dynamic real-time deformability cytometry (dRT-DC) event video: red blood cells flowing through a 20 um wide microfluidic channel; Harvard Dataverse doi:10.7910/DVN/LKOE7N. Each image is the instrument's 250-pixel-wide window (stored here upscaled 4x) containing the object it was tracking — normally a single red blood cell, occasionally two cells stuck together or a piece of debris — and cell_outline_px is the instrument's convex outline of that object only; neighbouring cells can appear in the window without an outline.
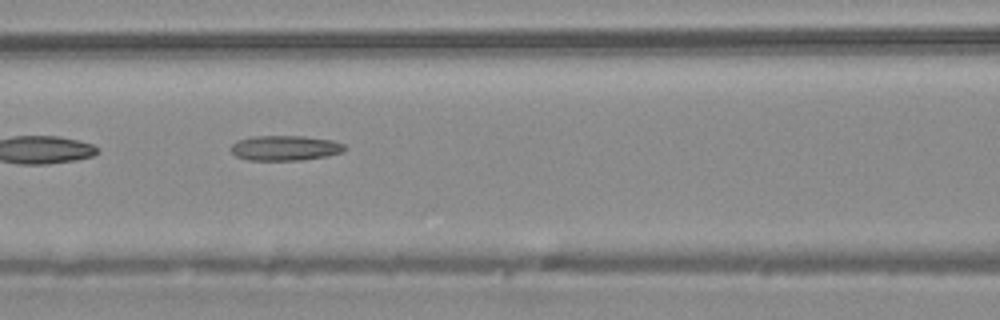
{"species": "common noctule bat (a hibernating species)", "species_latin": "Nyctalus noctula", "temperature_condition": "warm", "stored_images_in_passage": 33, "camera_frame_rate_fps": 3000, "um_per_image_px": 0.085, "animal": {"sex": "male", "body_mass_g": 20.4}, "frame": {"image": 1, "passage_image": 6, "time_ms": 1.667, "image_size_px": [1000, 320], "cell_outline_px": [[348, 148], [344, 152], [328, 156], [300, 160], [248, 160], [236, 156], [228, 148], [236, 140], [252, 136], [304, 136], [332, 140], [344, 144]], "centroid_in_image_um": [24.23, 12.58], "position_along_channel_um": 142.4, "area_um2": 16.88}}